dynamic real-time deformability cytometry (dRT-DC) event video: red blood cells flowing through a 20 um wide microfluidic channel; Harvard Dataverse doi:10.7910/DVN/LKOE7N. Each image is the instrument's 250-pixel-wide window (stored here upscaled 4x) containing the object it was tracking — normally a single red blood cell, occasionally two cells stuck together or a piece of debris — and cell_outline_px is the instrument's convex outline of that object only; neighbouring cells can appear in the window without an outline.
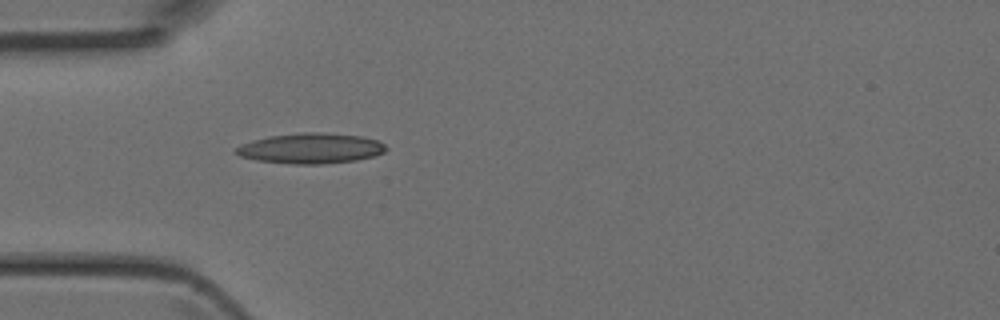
{"species": "Egyptian fruit bat (a non-hibernating species)", "species_latin": "Rousettus aegyptiacus", "temperature_condition": "room temperature", "stored_images_in_passage": 4, "camera_frame_rate_fps": 3000, "um_per_image_px": 0.085, "animal": {"sex": "female"}, "frame": {"image": 1, "passage_image": 4, "time_ms": 1.0, "image_size_px": [1000, 320], "cell_outline_px": [[388, 148], [384, 152], [372, 156], [356, 160], [324, 164], [292, 164], [256, 160], [240, 156], [232, 152], [240, 144], [252, 140], [268, 136], [304, 132], [316, 132], [364, 136], [380, 140]], "centroid_in_image_um": [26.41, 12.6], "position_along_channel_um": 58.6, "area_um2": 26.76}}